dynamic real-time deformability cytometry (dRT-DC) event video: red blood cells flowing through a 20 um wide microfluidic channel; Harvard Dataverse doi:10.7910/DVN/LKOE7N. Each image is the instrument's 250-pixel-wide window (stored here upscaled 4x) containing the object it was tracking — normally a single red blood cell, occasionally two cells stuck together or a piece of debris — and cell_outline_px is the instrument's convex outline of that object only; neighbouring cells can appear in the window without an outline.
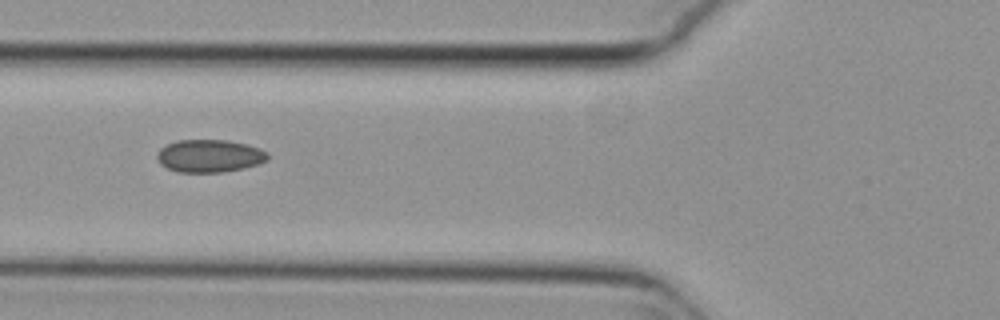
{"species": "common noctule bat (a hibernating species)", "species_latin": "Nyctalus noctula", "temperature_condition": "cold", "stored_images_in_passage": 45, "camera_frame_rate_fps": 3000, "um_per_image_px": 0.085, "animal": {"sex": "female", "body_mass_g": 29.2, "forearm_length_mm": 56.3}, "frame": {"image": 1, "passage_image": 12, "time_ms": 3.667, "image_size_px": [1000, 320], "cell_outline_px": [[264, 156], [260, 160], [248, 164], [232, 168], [200, 172], [172, 168], [160, 156], [172, 144], [196, 140], [208, 140], [236, 144], [260, 152]], "centroid_in_image_um": [17.74, 13.24], "position_along_channel_um": 108.1, "area_um2": 16.94}}
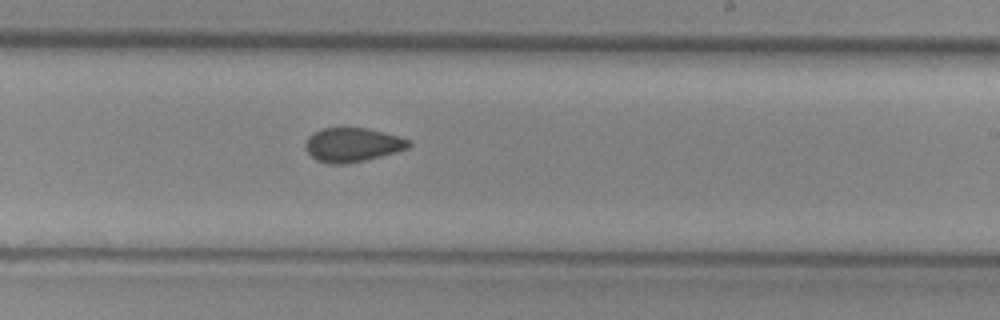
{"frame": {"image": 2, "passage_image": 24, "time_ms": 7.667, "image_size_px": [1000, 320], "cell_outline_px": [[408, 144], [400, 148], [368, 156], [348, 160], [328, 160], [316, 156], [312, 152], [312, 140], [320, 132], [336, 128], [344, 128], [404, 140]], "centroid_in_image_um": [29.91, 12.27], "position_along_channel_um": 259.1, "area_um2": 15.2}}
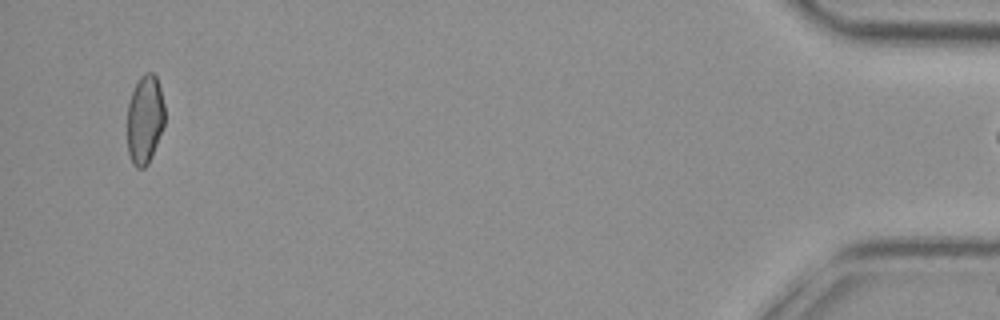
{"frame": {"image": 3, "passage_image": 44, "time_ms": 14.333, "image_size_px": [1000, 320], "cell_outline_px": [[164, 120], [148, 160], [144, 164], [132, 156], [132, 148], [136, 88], [152, 76], [156, 80], [164, 108]], "centroid_in_image_um": [12.48, 10.14], "position_along_channel_um": 422.7, "area_um2": 14.16}}